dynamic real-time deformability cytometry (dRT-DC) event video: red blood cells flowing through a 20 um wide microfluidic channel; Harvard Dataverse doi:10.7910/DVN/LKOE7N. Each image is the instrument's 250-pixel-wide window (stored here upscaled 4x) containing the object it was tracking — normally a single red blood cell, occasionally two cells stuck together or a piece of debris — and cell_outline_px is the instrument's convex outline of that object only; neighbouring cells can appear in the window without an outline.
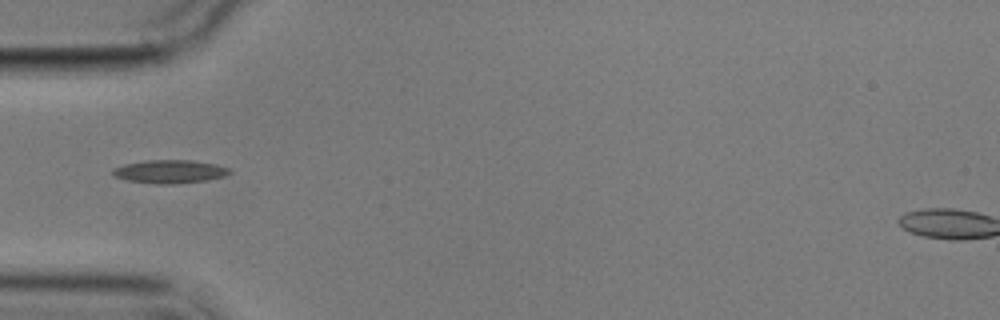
{"species": "common noctule bat (a hibernating species)", "species_latin": "Nyctalus noctula", "temperature_condition": "cold", "stored_images_in_passage": 2, "camera_frame_rate_fps": 3000, "um_per_image_px": 0.085, "animal": {"sex": "male", "body_mass_g": 17.9}, "frame": {"image": 1, "passage_image": 1, "time_ms": 0.0, "image_size_px": [1000, 320], "cell_outline_px": [[232, 172], [224, 176], [208, 180], [172, 184], [156, 184], [128, 180], [116, 176], [112, 172], [112, 168], [124, 164], [148, 160], [192, 160], [216, 164], [228, 168]], "centroid_in_image_um": [14.45, 14.58], "position_along_channel_um": 70.6, "area_um2": 15.78}}
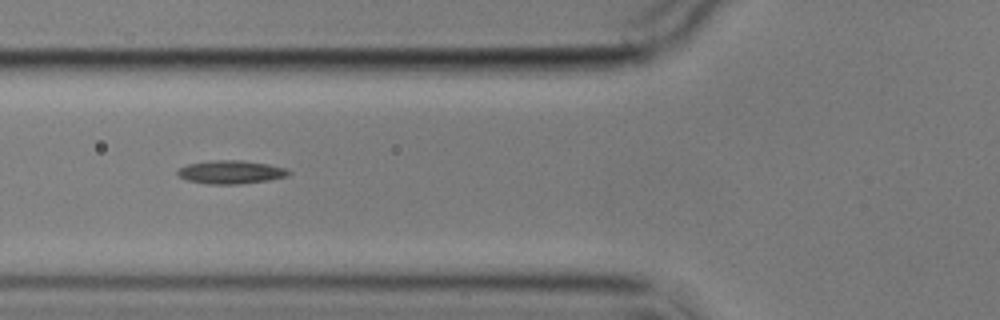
{"frame": {"image": 2, "passage_image": 2, "time_ms": 1.0, "image_size_px": [1000, 320], "cell_outline_px": [[292, 172], [288, 176], [268, 180], [240, 184], [208, 184], [188, 180], [180, 176], [176, 172], [180, 168], [188, 164], [216, 160], [244, 160], [268, 164], [288, 168]], "centroid_in_image_um": [19.69, 14.62], "position_along_channel_um": 106.1, "area_um2": 15.09}}